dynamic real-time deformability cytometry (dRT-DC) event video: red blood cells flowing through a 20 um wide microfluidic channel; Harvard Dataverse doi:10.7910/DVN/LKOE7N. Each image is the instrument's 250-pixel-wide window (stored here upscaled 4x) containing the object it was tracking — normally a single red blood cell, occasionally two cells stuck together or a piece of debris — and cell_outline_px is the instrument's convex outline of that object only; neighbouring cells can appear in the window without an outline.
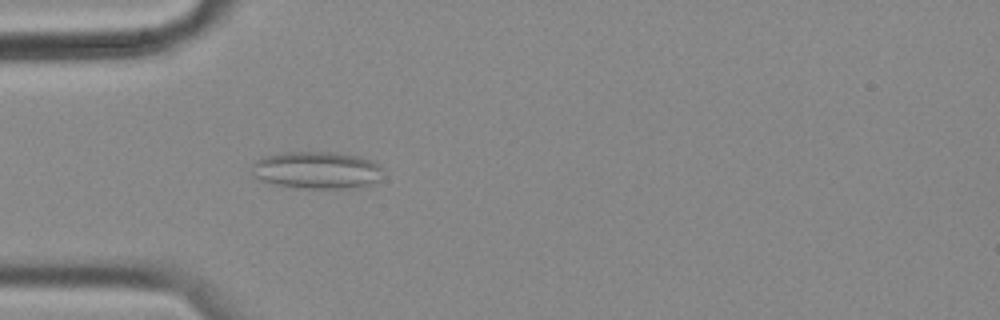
{"species": "common noctule bat (a hibernating species)", "species_latin": "Nyctalus noctula", "temperature_condition": "cold", "stored_images_in_passage": 57, "camera_frame_rate_fps": 3000, "um_per_image_px": 0.085, "animal": {"sex": "female", "body_mass_g": 18.4}, "frame": {"image": 1, "passage_image": 17, "time_ms": 5.333, "image_size_px": [1000, 320], "cell_outline_px": [[380, 180], [372, 184], [352, 188], [300, 188], [276, 184], [260, 180], [252, 176], [252, 164], [256, 160], [264, 156], [284, 152], [328, 152], [356, 156], [372, 160], [380, 168]], "centroid_in_image_um": [26.88, 14.47], "position_along_channel_um": 58.1, "area_um2": 28.32}}
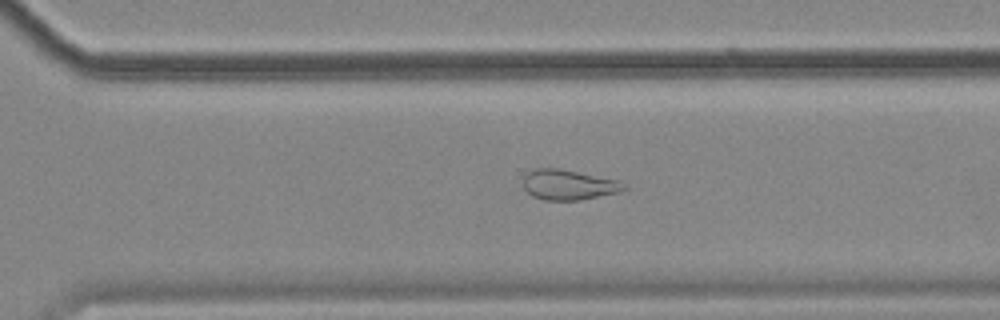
{"frame": {"image": 2, "passage_image": 40, "time_ms": 13.0, "image_size_px": [1000, 320], "cell_outline_px": [[628, 188], [620, 192], [580, 200], [544, 200], [532, 196], [524, 188], [524, 176], [528, 172], [536, 168], [560, 168], [620, 180]], "centroid_in_image_um": [48.36, 15.7], "position_along_channel_um": 322.2, "area_um2": 17.86}}
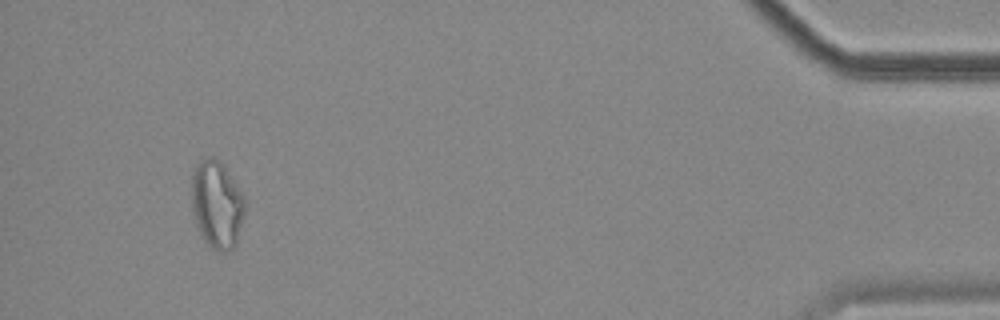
{"frame": {"image": 3, "passage_image": 54, "time_ms": 17.667, "image_size_px": [1000, 320], "cell_outline_px": [[244, 216], [236, 244], [232, 248], [220, 252], [212, 248], [208, 244], [200, 232], [196, 224], [192, 212], [192, 176], [200, 160], [208, 156], [212, 156], [220, 160], [224, 164], [244, 196]], "centroid_in_image_um": [18.44, 17.35], "position_along_channel_um": 416.8, "area_um2": 27.11}, "authors_computed_cell_mechanics": {"area_um2": 24.1604, "velocity_mm_per_s": 3.5047, "shape_relaxation_time_tau1_ms": null, "shape_relaxation_time_tau2_ms": 4.6554, "deformation_change_tau1": null, "deformation_change_tau2": 0.1309}}